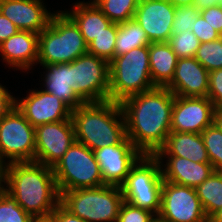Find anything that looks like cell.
Returning <instances> with one entry per match:
<instances>
[{"mask_svg": "<svg viewBox=\"0 0 222 222\" xmlns=\"http://www.w3.org/2000/svg\"><path fill=\"white\" fill-rule=\"evenodd\" d=\"M174 97L168 88L155 87L120 103L127 137L143 155H155L165 144L171 132Z\"/></svg>", "mask_w": 222, "mask_h": 222, "instance_id": "obj_1", "label": "cell"}, {"mask_svg": "<svg viewBox=\"0 0 222 222\" xmlns=\"http://www.w3.org/2000/svg\"><path fill=\"white\" fill-rule=\"evenodd\" d=\"M5 191L32 217H47L60 204L53 168L36 161L4 165Z\"/></svg>", "mask_w": 222, "mask_h": 222, "instance_id": "obj_2", "label": "cell"}, {"mask_svg": "<svg viewBox=\"0 0 222 222\" xmlns=\"http://www.w3.org/2000/svg\"><path fill=\"white\" fill-rule=\"evenodd\" d=\"M75 140L94 151L118 145L127 138L120 103L113 101L84 103L72 110Z\"/></svg>", "mask_w": 222, "mask_h": 222, "instance_id": "obj_3", "label": "cell"}, {"mask_svg": "<svg viewBox=\"0 0 222 222\" xmlns=\"http://www.w3.org/2000/svg\"><path fill=\"white\" fill-rule=\"evenodd\" d=\"M86 53L79 27L64 11L57 10L39 33L37 65L70 63Z\"/></svg>", "mask_w": 222, "mask_h": 222, "instance_id": "obj_4", "label": "cell"}, {"mask_svg": "<svg viewBox=\"0 0 222 222\" xmlns=\"http://www.w3.org/2000/svg\"><path fill=\"white\" fill-rule=\"evenodd\" d=\"M109 100L124 99L155 88L149 66V46L134 48L109 62Z\"/></svg>", "mask_w": 222, "mask_h": 222, "instance_id": "obj_5", "label": "cell"}, {"mask_svg": "<svg viewBox=\"0 0 222 222\" xmlns=\"http://www.w3.org/2000/svg\"><path fill=\"white\" fill-rule=\"evenodd\" d=\"M123 202L118 186L103 185L60 193V204L85 222H117Z\"/></svg>", "mask_w": 222, "mask_h": 222, "instance_id": "obj_6", "label": "cell"}, {"mask_svg": "<svg viewBox=\"0 0 222 222\" xmlns=\"http://www.w3.org/2000/svg\"><path fill=\"white\" fill-rule=\"evenodd\" d=\"M161 169L160 161L154 155H143L121 186L124 201L158 216L163 185Z\"/></svg>", "mask_w": 222, "mask_h": 222, "instance_id": "obj_7", "label": "cell"}, {"mask_svg": "<svg viewBox=\"0 0 222 222\" xmlns=\"http://www.w3.org/2000/svg\"><path fill=\"white\" fill-rule=\"evenodd\" d=\"M52 168L59 193L104 185L93 151L76 140Z\"/></svg>", "mask_w": 222, "mask_h": 222, "instance_id": "obj_8", "label": "cell"}, {"mask_svg": "<svg viewBox=\"0 0 222 222\" xmlns=\"http://www.w3.org/2000/svg\"><path fill=\"white\" fill-rule=\"evenodd\" d=\"M25 161H35V127L14 106L0 120V164Z\"/></svg>", "mask_w": 222, "mask_h": 222, "instance_id": "obj_9", "label": "cell"}, {"mask_svg": "<svg viewBox=\"0 0 222 222\" xmlns=\"http://www.w3.org/2000/svg\"><path fill=\"white\" fill-rule=\"evenodd\" d=\"M109 62L86 53L71 62L72 89L84 103L109 100Z\"/></svg>", "mask_w": 222, "mask_h": 222, "instance_id": "obj_10", "label": "cell"}, {"mask_svg": "<svg viewBox=\"0 0 222 222\" xmlns=\"http://www.w3.org/2000/svg\"><path fill=\"white\" fill-rule=\"evenodd\" d=\"M157 222H208L195 188L164 181Z\"/></svg>", "mask_w": 222, "mask_h": 222, "instance_id": "obj_11", "label": "cell"}, {"mask_svg": "<svg viewBox=\"0 0 222 222\" xmlns=\"http://www.w3.org/2000/svg\"><path fill=\"white\" fill-rule=\"evenodd\" d=\"M75 141L72 119L35 127V161L53 167Z\"/></svg>", "mask_w": 222, "mask_h": 222, "instance_id": "obj_12", "label": "cell"}, {"mask_svg": "<svg viewBox=\"0 0 222 222\" xmlns=\"http://www.w3.org/2000/svg\"><path fill=\"white\" fill-rule=\"evenodd\" d=\"M104 185L121 187L143 154L127 137L122 143L93 151Z\"/></svg>", "mask_w": 222, "mask_h": 222, "instance_id": "obj_13", "label": "cell"}, {"mask_svg": "<svg viewBox=\"0 0 222 222\" xmlns=\"http://www.w3.org/2000/svg\"><path fill=\"white\" fill-rule=\"evenodd\" d=\"M215 106L208 97L175 96L171 131L198 133L213 125Z\"/></svg>", "mask_w": 222, "mask_h": 222, "instance_id": "obj_14", "label": "cell"}, {"mask_svg": "<svg viewBox=\"0 0 222 222\" xmlns=\"http://www.w3.org/2000/svg\"><path fill=\"white\" fill-rule=\"evenodd\" d=\"M29 91L26 97L15 98V106L33 127L71 119L72 109L62 100L42 89Z\"/></svg>", "mask_w": 222, "mask_h": 222, "instance_id": "obj_15", "label": "cell"}, {"mask_svg": "<svg viewBox=\"0 0 222 222\" xmlns=\"http://www.w3.org/2000/svg\"><path fill=\"white\" fill-rule=\"evenodd\" d=\"M175 6L169 0H139L134 20L150 43L168 42L172 34Z\"/></svg>", "mask_w": 222, "mask_h": 222, "instance_id": "obj_16", "label": "cell"}, {"mask_svg": "<svg viewBox=\"0 0 222 222\" xmlns=\"http://www.w3.org/2000/svg\"><path fill=\"white\" fill-rule=\"evenodd\" d=\"M44 4L43 0H0V13L19 30L39 34L54 14Z\"/></svg>", "mask_w": 222, "mask_h": 222, "instance_id": "obj_17", "label": "cell"}, {"mask_svg": "<svg viewBox=\"0 0 222 222\" xmlns=\"http://www.w3.org/2000/svg\"><path fill=\"white\" fill-rule=\"evenodd\" d=\"M166 88L175 96L207 97L209 71L194 57L178 58L173 79Z\"/></svg>", "mask_w": 222, "mask_h": 222, "instance_id": "obj_18", "label": "cell"}, {"mask_svg": "<svg viewBox=\"0 0 222 222\" xmlns=\"http://www.w3.org/2000/svg\"><path fill=\"white\" fill-rule=\"evenodd\" d=\"M39 34L19 30L0 44L3 62L12 69L27 72L37 65Z\"/></svg>", "mask_w": 222, "mask_h": 222, "instance_id": "obj_19", "label": "cell"}, {"mask_svg": "<svg viewBox=\"0 0 222 222\" xmlns=\"http://www.w3.org/2000/svg\"><path fill=\"white\" fill-rule=\"evenodd\" d=\"M155 157L160 161L164 181L191 188H196L215 171L210 162L197 163L179 156Z\"/></svg>", "mask_w": 222, "mask_h": 222, "instance_id": "obj_20", "label": "cell"}, {"mask_svg": "<svg viewBox=\"0 0 222 222\" xmlns=\"http://www.w3.org/2000/svg\"><path fill=\"white\" fill-rule=\"evenodd\" d=\"M154 156H179L197 163L210 162L201 134L174 132Z\"/></svg>", "mask_w": 222, "mask_h": 222, "instance_id": "obj_21", "label": "cell"}, {"mask_svg": "<svg viewBox=\"0 0 222 222\" xmlns=\"http://www.w3.org/2000/svg\"><path fill=\"white\" fill-rule=\"evenodd\" d=\"M43 73L42 89L66 103L72 110L84 104L72 89L71 62L41 65Z\"/></svg>", "mask_w": 222, "mask_h": 222, "instance_id": "obj_22", "label": "cell"}, {"mask_svg": "<svg viewBox=\"0 0 222 222\" xmlns=\"http://www.w3.org/2000/svg\"><path fill=\"white\" fill-rule=\"evenodd\" d=\"M63 11L79 27L87 45L112 24L93 1H79L72 5L70 11Z\"/></svg>", "mask_w": 222, "mask_h": 222, "instance_id": "obj_23", "label": "cell"}, {"mask_svg": "<svg viewBox=\"0 0 222 222\" xmlns=\"http://www.w3.org/2000/svg\"><path fill=\"white\" fill-rule=\"evenodd\" d=\"M178 57L168 42L149 44V66L155 87H166L173 79Z\"/></svg>", "mask_w": 222, "mask_h": 222, "instance_id": "obj_24", "label": "cell"}, {"mask_svg": "<svg viewBox=\"0 0 222 222\" xmlns=\"http://www.w3.org/2000/svg\"><path fill=\"white\" fill-rule=\"evenodd\" d=\"M195 189L208 219L222 209V175L219 171H214Z\"/></svg>", "mask_w": 222, "mask_h": 222, "instance_id": "obj_25", "label": "cell"}, {"mask_svg": "<svg viewBox=\"0 0 222 222\" xmlns=\"http://www.w3.org/2000/svg\"><path fill=\"white\" fill-rule=\"evenodd\" d=\"M145 31L134 20H129L118 25L114 57L123 55L134 48L149 46Z\"/></svg>", "mask_w": 222, "mask_h": 222, "instance_id": "obj_26", "label": "cell"}, {"mask_svg": "<svg viewBox=\"0 0 222 222\" xmlns=\"http://www.w3.org/2000/svg\"><path fill=\"white\" fill-rule=\"evenodd\" d=\"M112 23H123L134 18L139 0H92Z\"/></svg>", "mask_w": 222, "mask_h": 222, "instance_id": "obj_27", "label": "cell"}, {"mask_svg": "<svg viewBox=\"0 0 222 222\" xmlns=\"http://www.w3.org/2000/svg\"><path fill=\"white\" fill-rule=\"evenodd\" d=\"M118 25V23H112L103 33L92 40L87 45L88 53L110 62L114 58Z\"/></svg>", "mask_w": 222, "mask_h": 222, "instance_id": "obj_28", "label": "cell"}, {"mask_svg": "<svg viewBox=\"0 0 222 222\" xmlns=\"http://www.w3.org/2000/svg\"><path fill=\"white\" fill-rule=\"evenodd\" d=\"M194 58L209 72L222 69V36L216 40L201 43Z\"/></svg>", "mask_w": 222, "mask_h": 222, "instance_id": "obj_29", "label": "cell"}, {"mask_svg": "<svg viewBox=\"0 0 222 222\" xmlns=\"http://www.w3.org/2000/svg\"><path fill=\"white\" fill-rule=\"evenodd\" d=\"M208 159L215 171L222 169V132L213 124L201 132Z\"/></svg>", "mask_w": 222, "mask_h": 222, "instance_id": "obj_30", "label": "cell"}, {"mask_svg": "<svg viewBox=\"0 0 222 222\" xmlns=\"http://www.w3.org/2000/svg\"><path fill=\"white\" fill-rule=\"evenodd\" d=\"M178 58L194 57L200 47V40L192 31L171 34L168 41Z\"/></svg>", "mask_w": 222, "mask_h": 222, "instance_id": "obj_31", "label": "cell"}, {"mask_svg": "<svg viewBox=\"0 0 222 222\" xmlns=\"http://www.w3.org/2000/svg\"><path fill=\"white\" fill-rule=\"evenodd\" d=\"M32 218L6 191L0 195V222H30Z\"/></svg>", "mask_w": 222, "mask_h": 222, "instance_id": "obj_32", "label": "cell"}, {"mask_svg": "<svg viewBox=\"0 0 222 222\" xmlns=\"http://www.w3.org/2000/svg\"><path fill=\"white\" fill-rule=\"evenodd\" d=\"M199 15L200 10H198L194 4L175 6L172 34H179L180 32L188 30L191 31Z\"/></svg>", "mask_w": 222, "mask_h": 222, "instance_id": "obj_33", "label": "cell"}, {"mask_svg": "<svg viewBox=\"0 0 222 222\" xmlns=\"http://www.w3.org/2000/svg\"><path fill=\"white\" fill-rule=\"evenodd\" d=\"M117 222H157V216L151 211L141 209L124 201L121 205Z\"/></svg>", "mask_w": 222, "mask_h": 222, "instance_id": "obj_34", "label": "cell"}, {"mask_svg": "<svg viewBox=\"0 0 222 222\" xmlns=\"http://www.w3.org/2000/svg\"><path fill=\"white\" fill-rule=\"evenodd\" d=\"M207 97L215 109H222V69L209 72V89Z\"/></svg>", "mask_w": 222, "mask_h": 222, "instance_id": "obj_35", "label": "cell"}, {"mask_svg": "<svg viewBox=\"0 0 222 222\" xmlns=\"http://www.w3.org/2000/svg\"><path fill=\"white\" fill-rule=\"evenodd\" d=\"M191 31L201 43L210 42L221 37V35L201 15L197 17Z\"/></svg>", "mask_w": 222, "mask_h": 222, "instance_id": "obj_36", "label": "cell"}, {"mask_svg": "<svg viewBox=\"0 0 222 222\" xmlns=\"http://www.w3.org/2000/svg\"><path fill=\"white\" fill-rule=\"evenodd\" d=\"M200 15L222 36V6L216 5L200 11Z\"/></svg>", "mask_w": 222, "mask_h": 222, "instance_id": "obj_37", "label": "cell"}, {"mask_svg": "<svg viewBox=\"0 0 222 222\" xmlns=\"http://www.w3.org/2000/svg\"><path fill=\"white\" fill-rule=\"evenodd\" d=\"M0 83V120L15 106V97Z\"/></svg>", "mask_w": 222, "mask_h": 222, "instance_id": "obj_38", "label": "cell"}, {"mask_svg": "<svg viewBox=\"0 0 222 222\" xmlns=\"http://www.w3.org/2000/svg\"><path fill=\"white\" fill-rule=\"evenodd\" d=\"M19 31L14 23L0 13V44Z\"/></svg>", "mask_w": 222, "mask_h": 222, "instance_id": "obj_39", "label": "cell"}, {"mask_svg": "<svg viewBox=\"0 0 222 222\" xmlns=\"http://www.w3.org/2000/svg\"><path fill=\"white\" fill-rule=\"evenodd\" d=\"M53 222H85L78 216L71 214L61 204L50 214Z\"/></svg>", "mask_w": 222, "mask_h": 222, "instance_id": "obj_40", "label": "cell"}, {"mask_svg": "<svg viewBox=\"0 0 222 222\" xmlns=\"http://www.w3.org/2000/svg\"><path fill=\"white\" fill-rule=\"evenodd\" d=\"M193 4L201 11L212 6L220 5V0H195Z\"/></svg>", "mask_w": 222, "mask_h": 222, "instance_id": "obj_41", "label": "cell"}, {"mask_svg": "<svg viewBox=\"0 0 222 222\" xmlns=\"http://www.w3.org/2000/svg\"><path fill=\"white\" fill-rule=\"evenodd\" d=\"M213 124L222 132V109H216Z\"/></svg>", "mask_w": 222, "mask_h": 222, "instance_id": "obj_42", "label": "cell"}, {"mask_svg": "<svg viewBox=\"0 0 222 222\" xmlns=\"http://www.w3.org/2000/svg\"><path fill=\"white\" fill-rule=\"evenodd\" d=\"M5 191L4 165L0 164V195Z\"/></svg>", "mask_w": 222, "mask_h": 222, "instance_id": "obj_43", "label": "cell"}, {"mask_svg": "<svg viewBox=\"0 0 222 222\" xmlns=\"http://www.w3.org/2000/svg\"><path fill=\"white\" fill-rule=\"evenodd\" d=\"M208 222H222V209L216 211L209 219Z\"/></svg>", "mask_w": 222, "mask_h": 222, "instance_id": "obj_44", "label": "cell"}, {"mask_svg": "<svg viewBox=\"0 0 222 222\" xmlns=\"http://www.w3.org/2000/svg\"><path fill=\"white\" fill-rule=\"evenodd\" d=\"M174 6L192 5L195 0H169Z\"/></svg>", "mask_w": 222, "mask_h": 222, "instance_id": "obj_45", "label": "cell"}, {"mask_svg": "<svg viewBox=\"0 0 222 222\" xmlns=\"http://www.w3.org/2000/svg\"><path fill=\"white\" fill-rule=\"evenodd\" d=\"M30 222H53L51 216L47 217H33Z\"/></svg>", "mask_w": 222, "mask_h": 222, "instance_id": "obj_46", "label": "cell"}]
</instances>
